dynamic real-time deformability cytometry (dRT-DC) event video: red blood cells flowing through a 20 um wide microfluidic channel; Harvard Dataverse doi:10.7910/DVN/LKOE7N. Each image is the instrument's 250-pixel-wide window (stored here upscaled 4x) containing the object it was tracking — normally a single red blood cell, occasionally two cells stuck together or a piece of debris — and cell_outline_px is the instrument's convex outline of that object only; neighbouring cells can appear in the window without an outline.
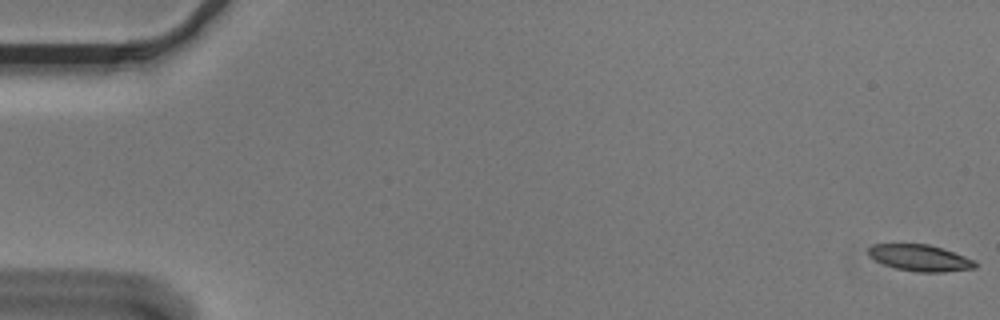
{"species": "Egyptian fruit bat (a non-hibernating species)", "species_latin": "Rousettus aegyptiacus", "temperature_condition": "cold", "stored_images_in_passage": 56, "camera_frame_rate_fps": 3000, "um_per_image_px": 0.085, "animal": {"sex": "male"}, "frame": {"image": 1, "passage_image": 1, "time_ms": 0.0, "image_size_px": [1000, 320], "cell_outline_px": [[980, 264], [976, 268], [944, 272], [916, 272], [896, 268], [884, 264], [868, 256], [868, 248], [872, 244], [928, 244], [976, 260]], "centroid_in_image_um": [78.22, 21.93], "position_along_channel_um": 6.8, "area_um2": 16.47}}
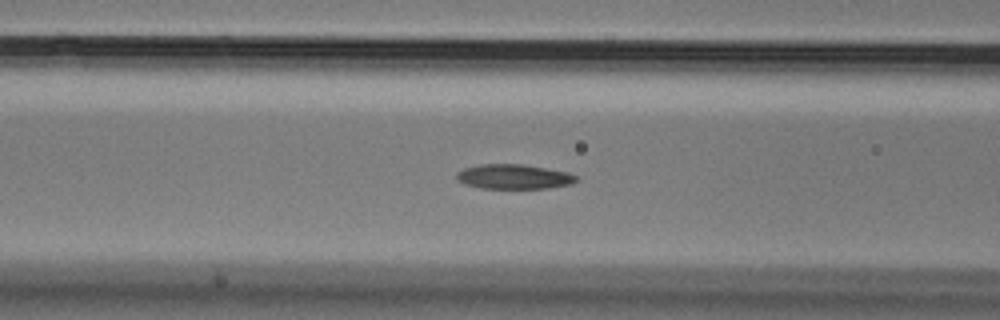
{"frame": {"image": 2, "passage_image": 23, "time_ms": 7.333, "image_size_px": [1000, 320], "cell_outline_px": [[580, 180], [572, 184], [548, 188], [480, 188], [464, 184], [456, 180], [456, 172], [464, 168], [480, 164], [520, 164], [568, 172], [576, 176]], "centroid_in_image_um": [43.66, 15.02], "position_along_channel_um": 122.9, "area_um2": 17.28}}
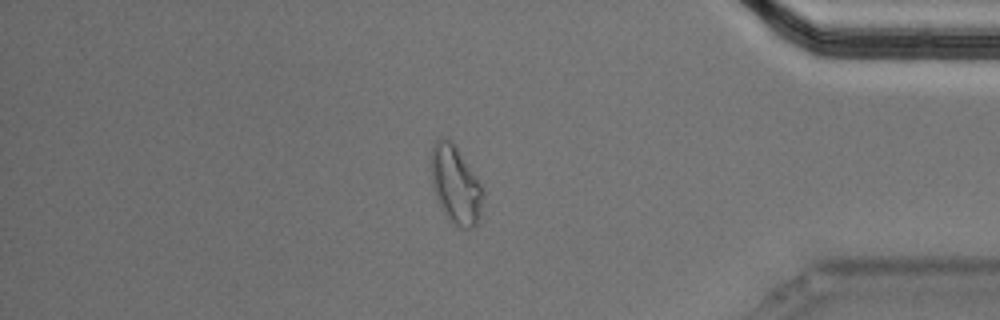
{"frame": {"image": 3, "passage_image": 48, "time_ms": 15.667, "image_size_px": [1000, 320], "cell_outline_px": [[484, 192], [480, 216], [476, 224], [472, 228], [460, 228], [448, 220], [440, 208], [432, 188], [428, 164], [432, 144], [440, 136], [444, 136], [452, 140], [484, 188]], "centroid_in_image_um": [38.67, 15.66], "position_along_channel_um": 396.5, "area_um2": 24.51}, "authors_computed_cell_mechanics": {"area_um2": 17.5134, "velocity_mm_per_s": 3.6218, "shape_relaxation_time_tau1_ms": 6.8511, "shape_relaxation_time_tau2_ms": 5.8313, "deformation_change_tau1": 0.1831, "deformation_change_tau2": 0.1247}}